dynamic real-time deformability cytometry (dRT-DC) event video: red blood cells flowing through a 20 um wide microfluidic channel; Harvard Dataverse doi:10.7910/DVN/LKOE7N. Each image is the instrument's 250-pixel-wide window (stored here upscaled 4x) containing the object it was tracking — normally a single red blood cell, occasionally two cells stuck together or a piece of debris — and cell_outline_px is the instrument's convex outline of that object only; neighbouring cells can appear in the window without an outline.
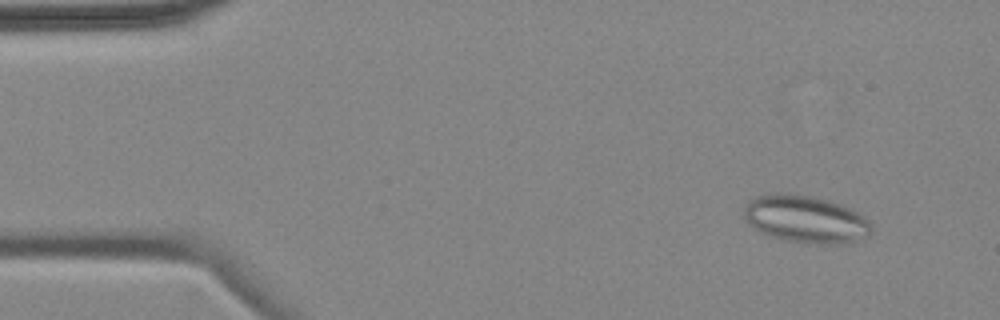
{"species": "common noctule bat (a hibernating species)", "species_latin": "Nyctalus noctula", "temperature_condition": "cold", "stored_images_in_passage": 5, "camera_frame_rate_fps": 3000, "um_per_image_px": 0.085, "animal": {"sex": "female", "body_mass_g": 18.4}, "frame": {"image": 1, "passage_image": 2, "time_ms": 1.333, "image_size_px": [1000, 320], "cell_outline_px": [[872, 232], [868, 236], [848, 244], [804, 244], [772, 236], [760, 232], [752, 228], [744, 220], [744, 208], [748, 200], [756, 196], [776, 192], [784, 192], [812, 196], [828, 200], [848, 208], [864, 216], [872, 224]], "centroid_in_image_um": [68.46, 18.64], "position_along_channel_um": 16.5, "area_um2": 35.72}}